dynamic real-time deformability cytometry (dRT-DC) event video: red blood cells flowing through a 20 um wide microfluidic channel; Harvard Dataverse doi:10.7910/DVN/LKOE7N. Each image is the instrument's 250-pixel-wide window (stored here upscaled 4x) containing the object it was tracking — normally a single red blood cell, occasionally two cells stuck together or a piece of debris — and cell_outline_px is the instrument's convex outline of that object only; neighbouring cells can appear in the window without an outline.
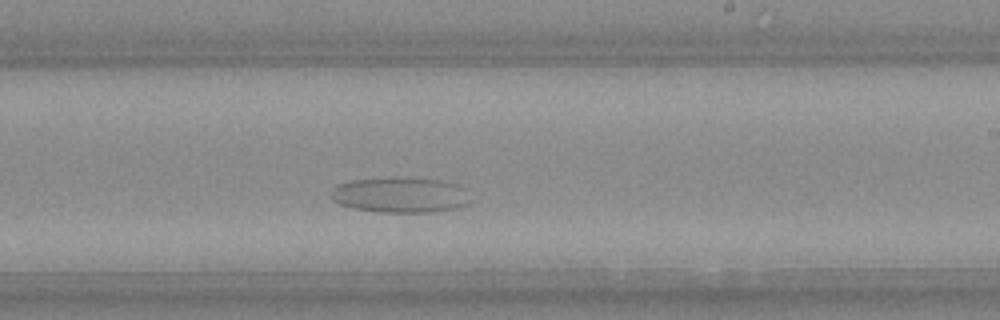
{"species": "Egyptian fruit bat (a non-hibernating species)", "species_latin": "Rousettus aegyptiacus", "temperature_condition": "warm", "stored_images_in_passage": 23, "camera_frame_rate_fps": 3000, "um_per_image_px": 0.085, "animal": {"sex": "female"}, "frame": {"image": 1, "passage_image": 14, "time_ms": 4.333, "image_size_px": [1000, 320], "cell_outline_px": [[468, 204], [456, 208], [432, 212], [380, 212], [352, 208], [340, 204], [332, 200], [332, 188], [336, 184], [352, 180], [392, 176], [408, 176], [440, 180], [456, 184], [460, 188]], "centroid_in_image_um": [33.92, 16.54], "position_along_channel_um": 255.1, "area_um2": 28.84}}
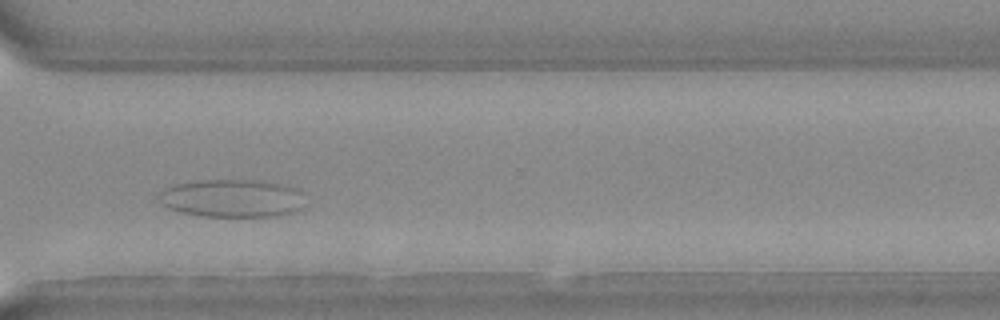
{"frame": {"image": 2, "passage_image": 20, "time_ms": 6.333, "image_size_px": [1000, 320], "cell_outline_px": [[304, 208], [292, 212], [276, 216], [204, 216], [180, 212], [168, 208], [160, 200], [160, 192], [164, 188], [176, 184], [200, 180], [264, 180], [284, 184], [296, 188]], "centroid_in_image_um": [19.72, 16.84], "position_along_channel_um": 350.9, "area_um2": 32.14}}